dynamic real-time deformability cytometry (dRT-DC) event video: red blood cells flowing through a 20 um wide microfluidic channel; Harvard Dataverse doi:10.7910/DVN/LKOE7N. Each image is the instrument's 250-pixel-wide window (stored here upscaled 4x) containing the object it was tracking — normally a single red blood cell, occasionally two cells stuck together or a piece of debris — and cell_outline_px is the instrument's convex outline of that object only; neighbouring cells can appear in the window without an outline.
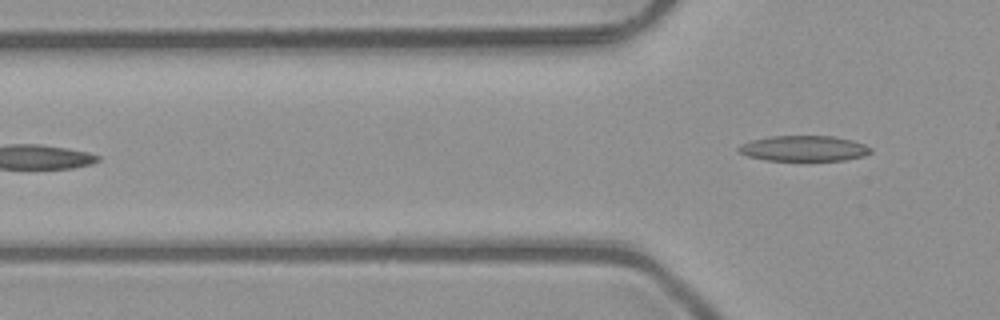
{"species": "common noctule bat (a hibernating species)", "species_latin": "Nyctalus noctula", "temperature_condition": "room temperature", "stored_images_in_passage": 6, "camera_frame_rate_fps": 3000, "um_per_image_px": 0.085, "animal": {"sex": "male", "body_mass_g": 23.1, "forearm_length_mm": 52.7}, "frame": {"image": 1, "passage_image": 6, "time_ms": 1.667, "image_size_px": [1000, 320], "cell_outline_px": [[872, 152], [864, 156], [844, 160], [764, 160], [748, 156], [740, 152], [736, 148], [740, 144], [752, 140], [772, 136], [832, 136], [852, 140], [864, 144], [872, 148]], "centroid_in_image_um": [68.34, 12.61], "position_along_channel_um": 57.5, "area_um2": 19.59}}